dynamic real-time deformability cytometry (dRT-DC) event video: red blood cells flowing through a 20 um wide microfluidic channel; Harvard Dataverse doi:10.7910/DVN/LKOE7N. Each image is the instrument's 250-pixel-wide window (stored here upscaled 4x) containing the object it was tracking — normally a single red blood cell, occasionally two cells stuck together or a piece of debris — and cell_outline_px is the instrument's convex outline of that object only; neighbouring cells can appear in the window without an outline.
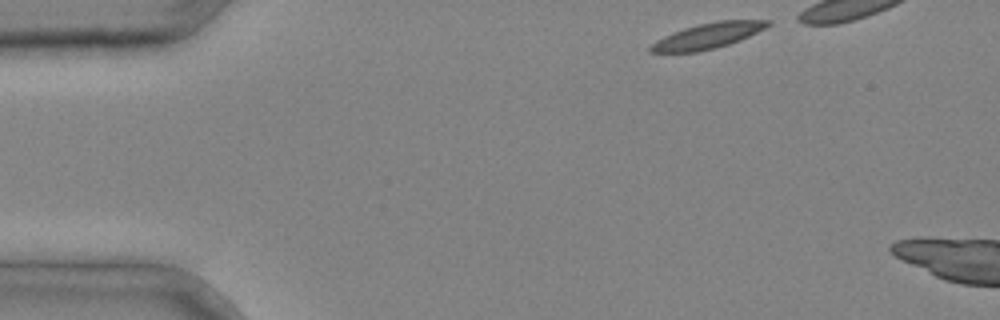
{"species": "common noctule bat (a hibernating species)", "species_latin": "Nyctalus noctula", "temperature_condition": "cold", "stored_images_in_passage": 2, "camera_frame_rate_fps": 3000, "um_per_image_px": 0.085, "animal": {"sex": "male", "body_mass_g": 20.4}, "frame": {"image": 1, "passage_image": 1, "time_ms": 0.0, "image_size_px": [1000, 320], "cell_outline_px": [[772, 24], [740, 40], [716, 48], [696, 52], [648, 52], [648, 48], [656, 40], [672, 32], [684, 28], [700, 24], [720, 20], [772, 20]], "centroid_in_image_um": [60.15, 3.04], "position_along_channel_um": 24.9, "area_um2": 17.28}}